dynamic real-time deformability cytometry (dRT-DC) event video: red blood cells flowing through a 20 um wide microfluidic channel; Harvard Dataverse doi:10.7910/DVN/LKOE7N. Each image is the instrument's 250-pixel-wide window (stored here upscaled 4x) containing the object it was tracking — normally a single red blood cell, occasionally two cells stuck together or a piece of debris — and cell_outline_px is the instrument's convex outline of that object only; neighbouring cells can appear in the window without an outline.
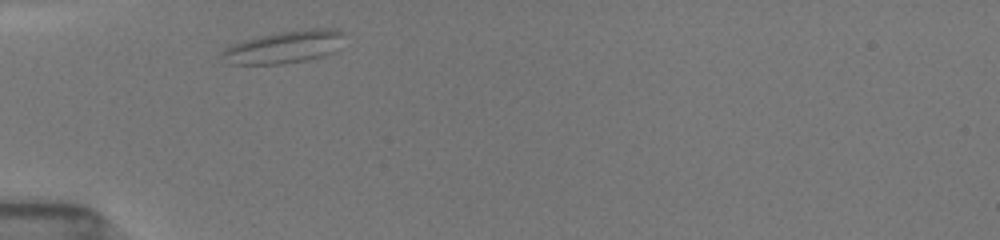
{"species": "common noctule bat (a hibernating species)", "species_latin": "Nyctalus noctula", "temperature_condition": "room temperature", "stored_images_in_passage": 12, "camera_frame_rate_fps": 3000, "um_per_image_px": 0.085, "animal": {"sex": "female", "body_mass_g": 19.5, "forearm_length_mm": 54.1}, "frame": {"image": 1, "passage_image": 1, "time_ms": 0.0, "image_size_px": [1000, 240], "cell_outline_px": [[344, 32], [332, 52], [320, 56], [304, 60], [280, 64], [228, 64], [220, 52], [228, 44], [256, 36], [280, 32], [308, 28], [336, 28]], "centroid_in_image_um": [24.05, 3.98], "position_along_channel_um": 60.9, "area_um2": 22.95}}
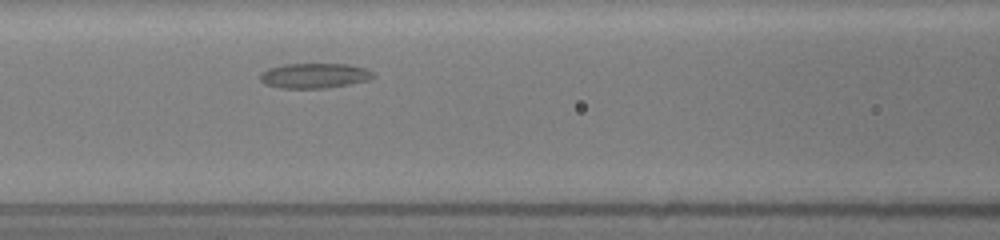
{"frame": {"image": 2, "passage_image": 6, "time_ms": 1.667, "image_size_px": [1000, 240], "cell_outline_px": [[376, 76], [368, 80], [328, 88], [280, 88], [264, 84], [260, 80], [260, 76], [268, 68], [284, 64], [348, 64], [368, 68]], "centroid_in_image_um": [26.75, 6.43], "position_along_channel_um": 139.9, "area_um2": 16.53}}
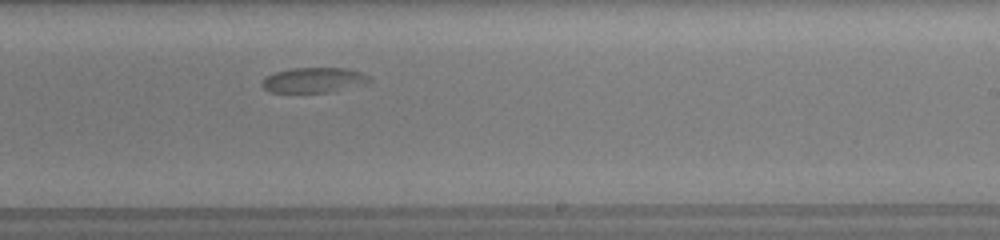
{"frame": {"image": 3, "passage_image": 12, "time_ms": 3.667, "image_size_px": [1000, 240], "cell_outline_px": [[372, 80], [364, 84], [328, 92], [268, 92], [260, 84], [268, 76], [276, 72], [292, 68], [348, 68], [372, 76]], "centroid_in_image_um": [26.7, 6.8], "position_along_channel_um": 262.3, "area_um2": 15.61}}